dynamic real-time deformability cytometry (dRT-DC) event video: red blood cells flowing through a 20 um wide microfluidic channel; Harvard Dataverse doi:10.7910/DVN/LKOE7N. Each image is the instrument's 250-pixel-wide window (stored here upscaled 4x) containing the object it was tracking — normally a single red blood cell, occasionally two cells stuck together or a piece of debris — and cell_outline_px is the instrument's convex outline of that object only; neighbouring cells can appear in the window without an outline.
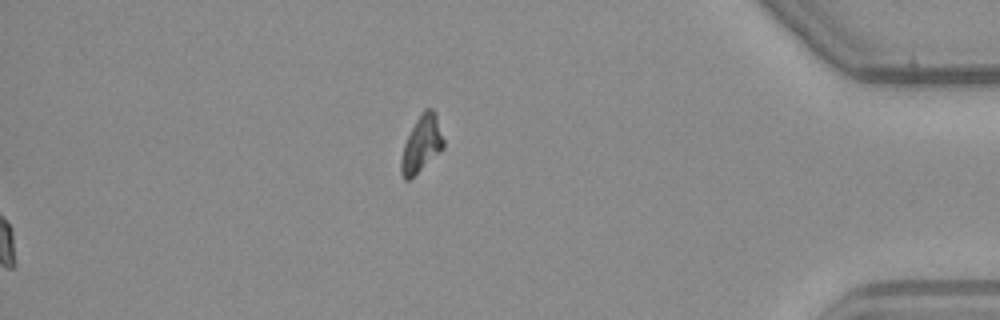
{"species": "common noctule bat (a hibernating species)", "species_latin": "Nyctalus noctula", "temperature_condition": "warm", "stored_images_in_passage": 52, "camera_frame_rate_fps": 3000, "um_per_image_px": 0.085, "animal": {"sex": "male", "body_mass_g": 23.1, "forearm_length_mm": 52.7}, "frame": {"image": 1, "passage_image": 52, "time_ms": 17.0, "image_size_px": [1000, 320], "cell_outline_px": [[444, 148], [440, 152], [408, 180], [404, 180], [400, 172], [400, 160], [404, 144], [416, 120], [424, 108], [432, 108], [436, 116], [444, 140]], "centroid_in_image_um": [35.82, 12.24], "position_along_channel_um": 399.4, "area_um2": 13.7}}